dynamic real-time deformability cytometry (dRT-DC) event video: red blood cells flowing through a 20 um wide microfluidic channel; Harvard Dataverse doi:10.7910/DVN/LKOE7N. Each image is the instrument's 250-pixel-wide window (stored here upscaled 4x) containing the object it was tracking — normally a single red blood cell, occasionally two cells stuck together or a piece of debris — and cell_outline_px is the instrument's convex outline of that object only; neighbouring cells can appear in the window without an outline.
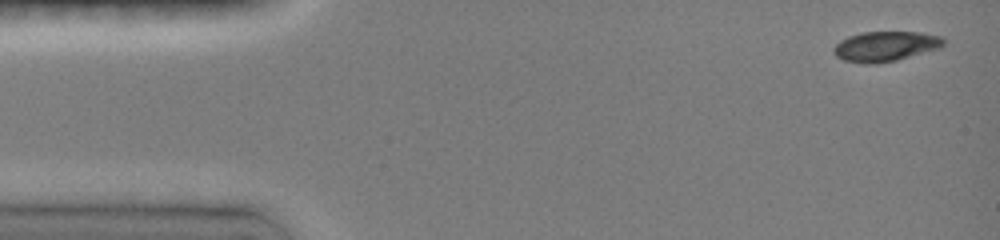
{"species": "common noctule bat (a hibernating species)", "species_latin": "Nyctalus noctula", "temperature_condition": "room temperature", "stored_images_in_passage": 24, "camera_frame_rate_fps": 3000, "um_per_image_px": 0.085, "animal": {"sex": "female", "body_mass_g": 19.0, "forearm_length_mm": 51.5}, "frame": {"image": 1, "passage_image": 1, "time_ms": 0.0, "image_size_px": [1000, 240], "cell_outline_px": [[944, 44], [940, 48], [896, 60], [876, 64], [864, 64], [844, 60], [836, 56], [832, 52], [832, 48], [840, 40], [848, 36], [860, 32], [920, 32], [944, 36]], "centroid_in_image_um": [75.25, 3.93], "position_along_channel_um": 9.8, "area_um2": 19.42}}
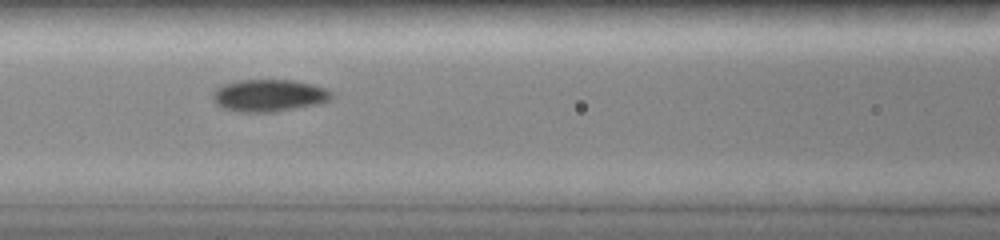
{"frame": {"image": 2, "passage_image": 10, "time_ms": 6.0, "image_size_px": [1000, 240], "cell_outline_px": [[336, 96], [332, 100], [320, 104], [272, 112], [240, 112], [224, 108], [216, 104], [212, 100], [212, 92], [216, 88], [224, 84], [236, 80], [292, 80], [312, 84], [324, 88], [332, 92]], "centroid_in_image_um": [22.88, 8.12], "position_along_channel_um": 143.7, "area_um2": 22.54}}
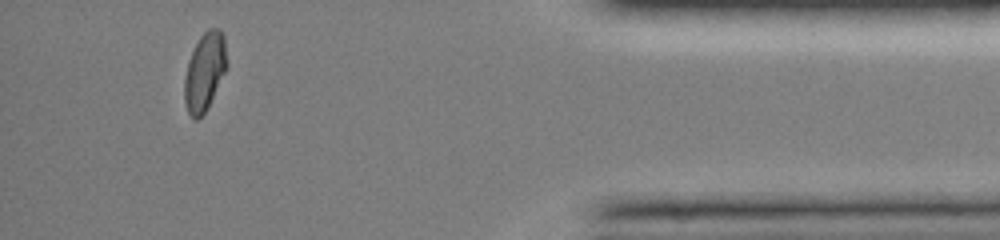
{"frame": {"image": 3, "passage_image": 22, "time_ms": 13.667, "image_size_px": [1000, 240], "cell_outline_px": [[228, 64], [208, 108], [196, 120], [192, 120], [188, 112], [184, 100], [184, 76], [188, 60], [200, 36], [208, 28], [220, 28], [224, 36]], "centroid_in_image_um": [17.39, 6.08], "position_along_channel_um": 417.8, "area_um2": 19.42}, "authors_computed_cell_mechanics": {"area_um2": 20.23, "velocity_mm_per_s": 4.0567, "shape_relaxation_time_tau1_ms": 4.5896, "shape_relaxation_time_tau2_ms": 3.842, "deformation_change_tau1": 0.1298, "deformation_change_tau2": 0.0309}}